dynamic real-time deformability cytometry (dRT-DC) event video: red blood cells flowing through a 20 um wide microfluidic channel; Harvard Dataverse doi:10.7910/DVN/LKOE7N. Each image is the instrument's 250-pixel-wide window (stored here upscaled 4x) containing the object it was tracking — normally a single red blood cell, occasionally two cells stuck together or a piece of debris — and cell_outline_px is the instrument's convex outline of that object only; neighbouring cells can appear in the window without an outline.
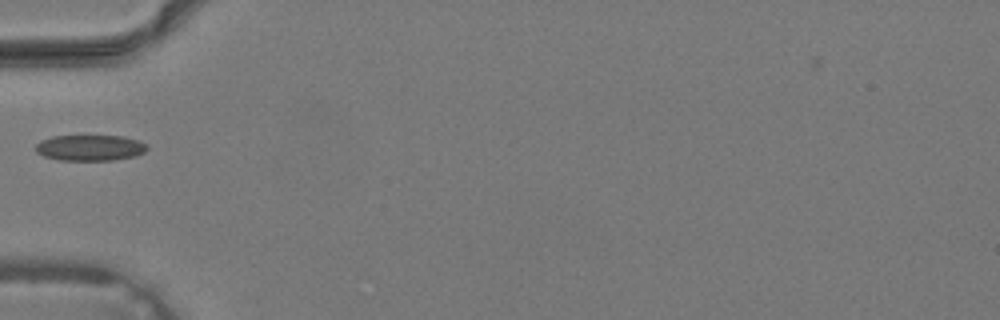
{"species": "common noctule bat (a hibernating species)", "species_latin": "Nyctalus noctula", "temperature_condition": "warm", "stored_images_in_passage": 24, "camera_frame_rate_fps": 3000, "um_per_image_px": 0.085, "animal": {"sex": "male", "body_mass_g": 19.2, "forearm_length_mm": 51.8}, "frame": {"image": 1, "passage_image": 1, "time_ms": 0.0, "image_size_px": [1000, 320], "cell_outline_px": [[148, 148], [144, 152], [136, 156], [112, 160], [60, 160], [44, 156], [36, 152], [36, 144], [40, 140], [52, 136], [124, 136], [136, 140], [144, 144]], "centroid_in_image_um": [7.62, 12.56], "position_along_channel_um": 77.4, "area_um2": 16.7}}
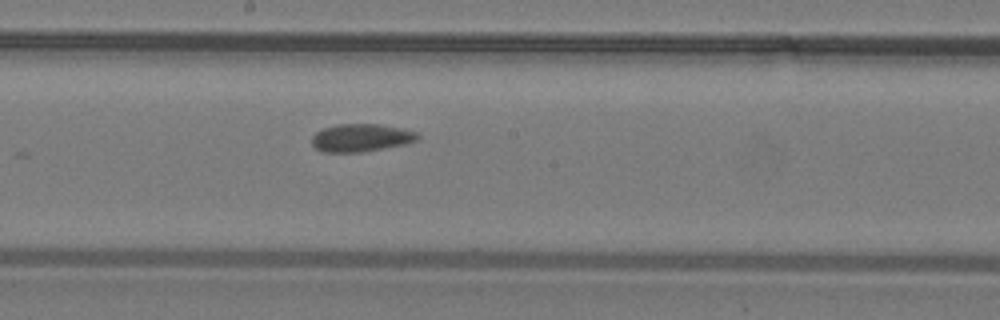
{"frame": {"image": 2, "passage_image": 9, "time_ms": 2.667, "image_size_px": [1000, 320], "cell_outline_px": [[420, 136], [416, 140], [404, 144], [360, 152], [324, 152], [316, 148], [312, 144], [312, 136], [316, 132], [324, 128], [336, 124], [380, 124], [400, 128], [416, 132]], "centroid_in_image_um": [30.66, 11.7], "position_along_channel_um": 217.5, "area_um2": 16.94}}
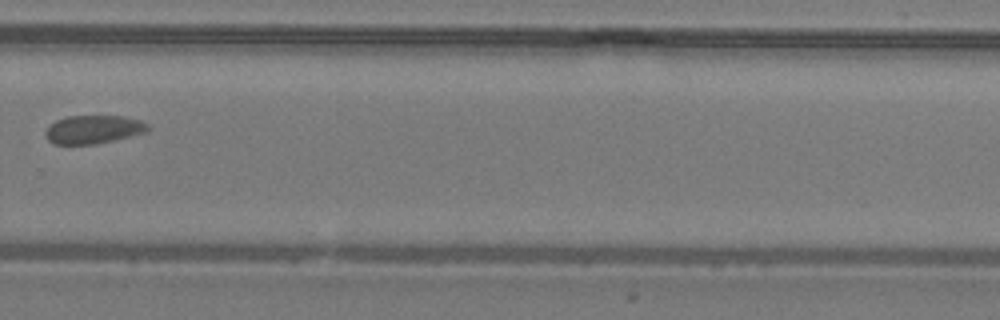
{"frame": {"image": 3, "passage_image": 15, "time_ms": 4.667, "image_size_px": [1000, 320], "cell_outline_px": [[152, 128], [148, 132], [96, 144], [52, 144], [48, 140], [44, 132], [56, 120], [68, 116], [124, 116], [140, 120], [148, 124]], "centroid_in_image_um": [7.98, 11.0], "position_along_channel_um": 321.8, "area_um2": 16.99}}